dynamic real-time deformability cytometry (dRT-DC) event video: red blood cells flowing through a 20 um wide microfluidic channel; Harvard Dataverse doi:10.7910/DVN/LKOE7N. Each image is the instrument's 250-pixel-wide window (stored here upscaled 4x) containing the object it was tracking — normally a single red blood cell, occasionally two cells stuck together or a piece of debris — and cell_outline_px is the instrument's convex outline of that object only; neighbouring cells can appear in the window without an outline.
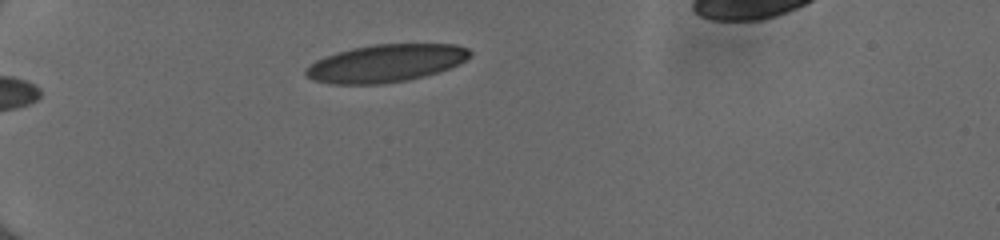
{"species": "human", "species_latin": "Homo sapiens", "temperature_condition": "cold", "stored_images_in_passage": 38, "camera_frame_rate_fps": 3000, "um_per_image_px": 0.085, "donor": {"sex": "female"}, "frame": {"image": 1, "passage_image": 1, "time_ms": 0.0, "image_size_px": [1000, 240], "cell_outline_px": [[472, 56], [460, 64], [424, 76], [408, 80], [384, 84], [328, 84], [312, 80], [304, 76], [304, 68], [316, 60], [324, 56], [336, 52], [352, 48], [372, 44], [456, 44], [468, 48], [472, 52]], "centroid_in_image_um": [32.76, 5.38], "position_along_channel_um": 52.2, "area_um2": 36.47}}
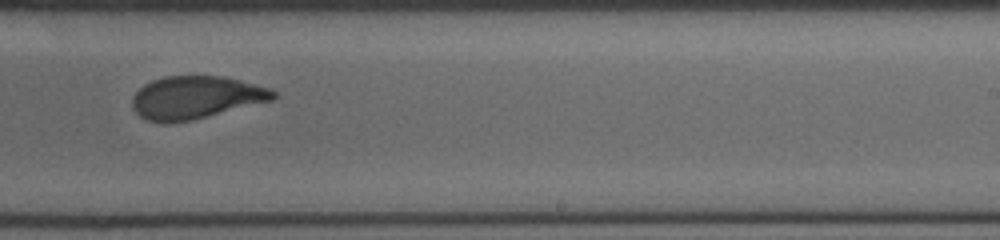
{"frame": {"image": 2, "passage_image": 20, "time_ms": 6.333, "image_size_px": [1000, 240], "cell_outline_px": [[276, 96], [272, 100], [192, 120], [168, 124], [164, 124], [148, 120], [140, 116], [132, 108], [132, 96], [144, 84], [152, 80], [164, 76], [224, 76], [272, 88], [276, 92]], "centroid_in_image_um": [16.62, 8.29], "position_along_channel_um": 272.4, "area_um2": 35.26}}
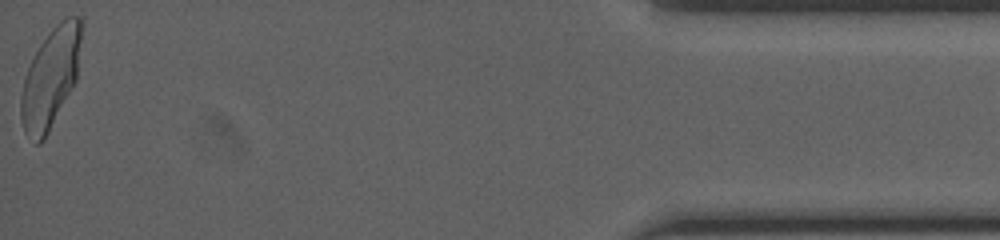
{"frame": {"image": 3, "passage_image": 37, "time_ms": 12.0, "image_size_px": [1000, 240], "cell_outline_px": [[84, 24], [76, 80], [44, 140], [40, 144], [36, 144], [24, 132], [20, 120], [20, 96], [24, 76], [40, 44], [52, 28], [60, 20], [68, 16], [80, 16]], "centroid_in_image_um": [4.3, 6.6], "position_along_channel_um": 430.9, "area_um2": 35.37}}